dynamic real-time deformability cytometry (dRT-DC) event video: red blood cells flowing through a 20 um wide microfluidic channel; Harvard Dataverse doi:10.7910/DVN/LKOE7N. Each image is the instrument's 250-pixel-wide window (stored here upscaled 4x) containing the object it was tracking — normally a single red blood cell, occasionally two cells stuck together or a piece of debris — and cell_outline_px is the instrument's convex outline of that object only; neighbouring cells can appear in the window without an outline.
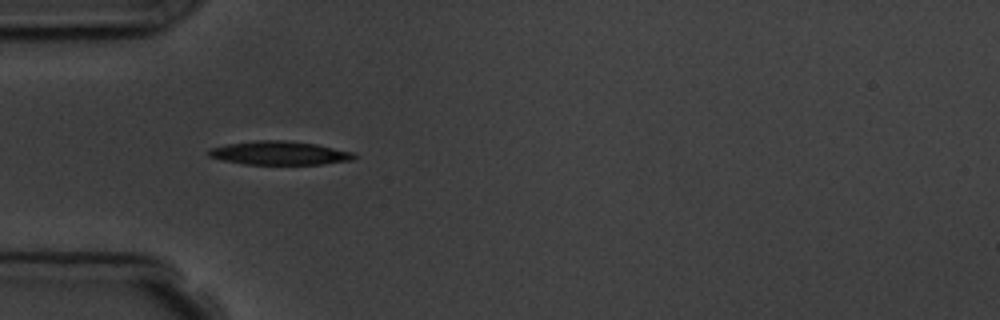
{"species": "common noctule bat (a hibernating species)", "species_latin": "Nyctalus noctula", "temperature_condition": "room temperature", "stored_images_in_passage": 6, "camera_frame_rate_fps": 3000, "um_per_image_px": 0.085, "animal": {"sex": "male", "body_mass_g": 19.5, "forearm_length_mm": 54.6}, "frame": {"image": 1, "passage_image": 5, "time_ms": 4.667, "image_size_px": [1000, 320], "cell_outline_px": [[356, 156], [352, 160], [320, 164], [244, 164], [224, 160], [208, 156], [208, 152], [212, 148], [228, 144], [256, 140], [284, 140], [316, 144], [352, 152]], "centroid_in_image_um": [23.75, 13.0], "position_along_channel_um": 61.2, "area_um2": 19.71}}